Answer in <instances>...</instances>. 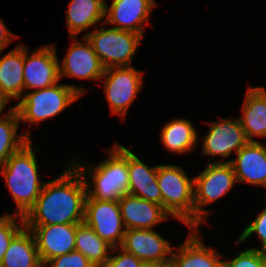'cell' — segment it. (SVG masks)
<instances>
[{"label":"cell","mask_w":266,"mask_h":267,"mask_svg":"<svg viewBox=\"0 0 266 267\" xmlns=\"http://www.w3.org/2000/svg\"><path fill=\"white\" fill-rule=\"evenodd\" d=\"M92 263L79 251L56 256L50 259L44 267H90Z\"/></svg>","instance_id":"f546056e"},{"label":"cell","mask_w":266,"mask_h":267,"mask_svg":"<svg viewBox=\"0 0 266 267\" xmlns=\"http://www.w3.org/2000/svg\"><path fill=\"white\" fill-rule=\"evenodd\" d=\"M248 141L254 136L266 137V89L249 87L239 117Z\"/></svg>","instance_id":"44dd1931"},{"label":"cell","mask_w":266,"mask_h":267,"mask_svg":"<svg viewBox=\"0 0 266 267\" xmlns=\"http://www.w3.org/2000/svg\"><path fill=\"white\" fill-rule=\"evenodd\" d=\"M24 45H17L0 58V96L8 103L24 92Z\"/></svg>","instance_id":"ffe728a7"},{"label":"cell","mask_w":266,"mask_h":267,"mask_svg":"<svg viewBox=\"0 0 266 267\" xmlns=\"http://www.w3.org/2000/svg\"><path fill=\"white\" fill-rule=\"evenodd\" d=\"M7 102L0 96V113H2L5 109Z\"/></svg>","instance_id":"836d02e7"},{"label":"cell","mask_w":266,"mask_h":267,"mask_svg":"<svg viewBox=\"0 0 266 267\" xmlns=\"http://www.w3.org/2000/svg\"><path fill=\"white\" fill-rule=\"evenodd\" d=\"M152 267H176L174 262L170 259L163 263H154L152 264Z\"/></svg>","instance_id":"d6a6232c"},{"label":"cell","mask_w":266,"mask_h":267,"mask_svg":"<svg viewBox=\"0 0 266 267\" xmlns=\"http://www.w3.org/2000/svg\"><path fill=\"white\" fill-rule=\"evenodd\" d=\"M16 219H19L21 225H18ZM25 227L24 217L6 214L0 217V264L4 254L9 248L12 239Z\"/></svg>","instance_id":"4316f807"},{"label":"cell","mask_w":266,"mask_h":267,"mask_svg":"<svg viewBox=\"0 0 266 267\" xmlns=\"http://www.w3.org/2000/svg\"><path fill=\"white\" fill-rule=\"evenodd\" d=\"M119 254H113L109 256L108 260L105 262L104 267H145L146 264L137 258L135 255L126 252L120 247Z\"/></svg>","instance_id":"4dcf8cb0"},{"label":"cell","mask_w":266,"mask_h":267,"mask_svg":"<svg viewBox=\"0 0 266 267\" xmlns=\"http://www.w3.org/2000/svg\"><path fill=\"white\" fill-rule=\"evenodd\" d=\"M67 54L59 64V76L78 79L101 80L105 68L86 37L79 41L76 37ZM77 39V40H76Z\"/></svg>","instance_id":"5bb4252c"},{"label":"cell","mask_w":266,"mask_h":267,"mask_svg":"<svg viewBox=\"0 0 266 267\" xmlns=\"http://www.w3.org/2000/svg\"><path fill=\"white\" fill-rule=\"evenodd\" d=\"M253 233H256L262 241L261 248L253 249L266 252V206L264 207V210L261 211L260 214L244 228L236 243L238 244L246 241Z\"/></svg>","instance_id":"f1b7e54d"},{"label":"cell","mask_w":266,"mask_h":267,"mask_svg":"<svg viewBox=\"0 0 266 267\" xmlns=\"http://www.w3.org/2000/svg\"><path fill=\"white\" fill-rule=\"evenodd\" d=\"M155 0H112L109 7L105 3L104 24L112 28L131 31L144 36L145 25L156 6Z\"/></svg>","instance_id":"4fadbf2b"},{"label":"cell","mask_w":266,"mask_h":267,"mask_svg":"<svg viewBox=\"0 0 266 267\" xmlns=\"http://www.w3.org/2000/svg\"><path fill=\"white\" fill-rule=\"evenodd\" d=\"M0 267H44L29 229L24 227L12 239Z\"/></svg>","instance_id":"603a6c76"},{"label":"cell","mask_w":266,"mask_h":267,"mask_svg":"<svg viewBox=\"0 0 266 267\" xmlns=\"http://www.w3.org/2000/svg\"><path fill=\"white\" fill-rule=\"evenodd\" d=\"M114 144L107 150L109 158L97 166L79 163L77 159L71 163L83 177L87 197L91 199L119 201L123 195L129 194L127 148L117 142Z\"/></svg>","instance_id":"7a4b0ae2"},{"label":"cell","mask_w":266,"mask_h":267,"mask_svg":"<svg viewBox=\"0 0 266 267\" xmlns=\"http://www.w3.org/2000/svg\"><path fill=\"white\" fill-rule=\"evenodd\" d=\"M18 36L6 27L5 23L0 19V53Z\"/></svg>","instance_id":"1f68e13d"},{"label":"cell","mask_w":266,"mask_h":267,"mask_svg":"<svg viewBox=\"0 0 266 267\" xmlns=\"http://www.w3.org/2000/svg\"><path fill=\"white\" fill-rule=\"evenodd\" d=\"M118 203L126 229H154L171 217L161 205L131 194L123 195Z\"/></svg>","instance_id":"e0dca14e"},{"label":"cell","mask_w":266,"mask_h":267,"mask_svg":"<svg viewBox=\"0 0 266 267\" xmlns=\"http://www.w3.org/2000/svg\"><path fill=\"white\" fill-rule=\"evenodd\" d=\"M194 178V228L206 222L211 213L203 207L227 194L234 186L236 175L231 163L208 162L206 168Z\"/></svg>","instance_id":"52a82bcc"},{"label":"cell","mask_w":266,"mask_h":267,"mask_svg":"<svg viewBox=\"0 0 266 267\" xmlns=\"http://www.w3.org/2000/svg\"><path fill=\"white\" fill-rule=\"evenodd\" d=\"M90 267H104V265H91Z\"/></svg>","instance_id":"e575fe53"},{"label":"cell","mask_w":266,"mask_h":267,"mask_svg":"<svg viewBox=\"0 0 266 267\" xmlns=\"http://www.w3.org/2000/svg\"><path fill=\"white\" fill-rule=\"evenodd\" d=\"M9 110V113L0 117V166L31 139L30 132L25 130L18 135L20 124L18 112L12 106Z\"/></svg>","instance_id":"484cf974"},{"label":"cell","mask_w":266,"mask_h":267,"mask_svg":"<svg viewBox=\"0 0 266 267\" xmlns=\"http://www.w3.org/2000/svg\"><path fill=\"white\" fill-rule=\"evenodd\" d=\"M105 0H70L66 13L69 37L74 38L105 18Z\"/></svg>","instance_id":"7402d4cb"},{"label":"cell","mask_w":266,"mask_h":267,"mask_svg":"<svg viewBox=\"0 0 266 267\" xmlns=\"http://www.w3.org/2000/svg\"><path fill=\"white\" fill-rule=\"evenodd\" d=\"M84 222L113 248L122 244L126 228L118 201H99L86 196Z\"/></svg>","instance_id":"9c48e42d"},{"label":"cell","mask_w":266,"mask_h":267,"mask_svg":"<svg viewBox=\"0 0 266 267\" xmlns=\"http://www.w3.org/2000/svg\"><path fill=\"white\" fill-rule=\"evenodd\" d=\"M143 73L130 67H110L105 69L101 79L112 114L123 118L143 88ZM105 78V79H103Z\"/></svg>","instance_id":"ba28073f"},{"label":"cell","mask_w":266,"mask_h":267,"mask_svg":"<svg viewBox=\"0 0 266 267\" xmlns=\"http://www.w3.org/2000/svg\"><path fill=\"white\" fill-rule=\"evenodd\" d=\"M78 224L25 226L34 236L43 265L56 256L75 250V235Z\"/></svg>","instance_id":"9a60e30c"},{"label":"cell","mask_w":266,"mask_h":267,"mask_svg":"<svg viewBox=\"0 0 266 267\" xmlns=\"http://www.w3.org/2000/svg\"><path fill=\"white\" fill-rule=\"evenodd\" d=\"M120 248L135 255L146 265L170 260L173 251L168 239L154 229H126Z\"/></svg>","instance_id":"7c38bea8"},{"label":"cell","mask_w":266,"mask_h":267,"mask_svg":"<svg viewBox=\"0 0 266 267\" xmlns=\"http://www.w3.org/2000/svg\"><path fill=\"white\" fill-rule=\"evenodd\" d=\"M157 182L163 209L171 218L194 228V178H189L180 166L159 164Z\"/></svg>","instance_id":"277c9868"},{"label":"cell","mask_w":266,"mask_h":267,"mask_svg":"<svg viewBox=\"0 0 266 267\" xmlns=\"http://www.w3.org/2000/svg\"><path fill=\"white\" fill-rule=\"evenodd\" d=\"M85 92L84 88L76 85L56 83L24 93L14 108L18 112L20 122L38 124L58 115Z\"/></svg>","instance_id":"5b68a950"},{"label":"cell","mask_w":266,"mask_h":267,"mask_svg":"<svg viewBox=\"0 0 266 267\" xmlns=\"http://www.w3.org/2000/svg\"><path fill=\"white\" fill-rule=\"evenodd\" d=\"M86 196L84 179L71 164L58 178L44 182L35 205L24 216L25 226L82 223Z\"/></svg>","instance_id":"6da1fadb"},{"label":"cell","mask_w":266,"mask_h":267,"mask_svg":"<svg viewBox=\"0 0 266 267\" xmlns=\"http://www.w3.org/2000/svg\"><path fill=\"white\" fill-rule=\"evenodd\" d=\"M36 157L30 139L0 166V174L16 202L15 214L23 217L35 205L44 185L38 177Z\"/></svg>","instance_id":"3957f363"},{"label":"cell","mask_w":266,"mask_h":267,"mask_svg":"<svg viewBox=\"0 0 266 267\" xmlns=\"http://www.w3.org/2000/svg\"><path fill=\"white\" fill-rule=\"evenodd\" d=\"M55 45H43L33 50L28 56L29 49L24 45V90H40L59 83V59Z\"/></svg>","instance_id":"30bf717a"},{"label":"cell","mask_w":266,"mask_h":267,"mask_svg":"<svg viewBox=\"0 0 266 267\" xmlns=\"http://www.w3.org/2000/svg\"><path fill=\"white\" fill-rule=\"evenodd\" d=\"M161 142L173 153H187L196 149L198 141L194 125L188 119H174L166 123L161 130Z\"/></svg>","instance_id":"cb8c5ba5"},{"label":"cell","mask_w":266,"mask_h":267,"mask_svg":"<svg viewBox=\"0 0 266 267\" xmlns=\"http://www.w3.org/2000/svg\"><path fill=\"white\" fill-rule=\"evenodd\" d=\"M129 194L162 206V194L157 182L158 165L149 167L127 148Z\"/></svg>","instance_id":"d6986e66"},{"label":"cell","mask_w":266,"mask_h":267,"mask_svg":"<svg viewBox=\"0 0 266 267\" xmlns=\"http://www.w3.org/2000/svg\"><path fill=\"white\" fill-rule=\"evenodd\" d=\"M75 250L82 253L93 265H104L109 258V251H116L105 242L85 222L79 223L76 227Z\"/></svg>","instance_id":"d4e9b609"},{"label":"cell","mask_w":266,"mask_h":267,"mask_svg":"<svg viewBox=\"0 0 266 267\" xmlns=\"http://www.w3.org/2000/svg\"><path fill=\"white\" fill-rule=\"evenodd\" d=\"M236 155L225 163H231L237 182L266 187V146L249 141Z\"/></svg>","instance_id":"2e32d148"},{"label":"cell","mask_w":266,"mask_h":267,"mask_svg":"<svg viewBox=\"0 0 266 267\" xmlns=\"http://www.w3.org/2000/svg\"><path fill=\"white\" fill-rule=\"evenodd\" d=\"M105 69L110 67H130L142 36L126 30L96 28L84 34Z\"/></svg>","instance_id":"8992f818"},{"label":"cell","mask_w":266,"mask_h":267,"mask_svg":"<svg viewBox=\"0 0 266 267\" xmlns=\"http://www.w3.org/2000/svg\"><path fill=\"white\" fill-rule=\"evenodd\" d=\"M207 134L202 137V155L220 156L225 160L233 150L239 152L249 141L247 140L240 119L221 118L210 122Z\"/></svg>","instance_id":"8fae6325"},{"label":"cell","mask_w":266,"mask_h":267,"mask_svg":"<svg viewBox=\"0 0 266 267\" xmlns=\"http://www.w3.org/2000/svg\"><path fill=\"white\" fill-rule=\"evenodd\" d=\"M200 235V229L191 228L184 243L172 251L171 260L176 267H223V255L206 247Z\"/></svg>","instance_id":"ac0fdd59"},{"label":"cell","mask_w":266,"mask_h":267,"mask_svg":"<svg viewBox=\"0 0 266 267\" xmlns=\"http://www.w3.org/2000/svg\"><path fill=\"white\" fill-rule=\"evenodd\" d=\"M266 252L248 248L241 251L232 260H223V267H264Z\"/></svg>","instance_id":"83f0119b"}]
</instances>
